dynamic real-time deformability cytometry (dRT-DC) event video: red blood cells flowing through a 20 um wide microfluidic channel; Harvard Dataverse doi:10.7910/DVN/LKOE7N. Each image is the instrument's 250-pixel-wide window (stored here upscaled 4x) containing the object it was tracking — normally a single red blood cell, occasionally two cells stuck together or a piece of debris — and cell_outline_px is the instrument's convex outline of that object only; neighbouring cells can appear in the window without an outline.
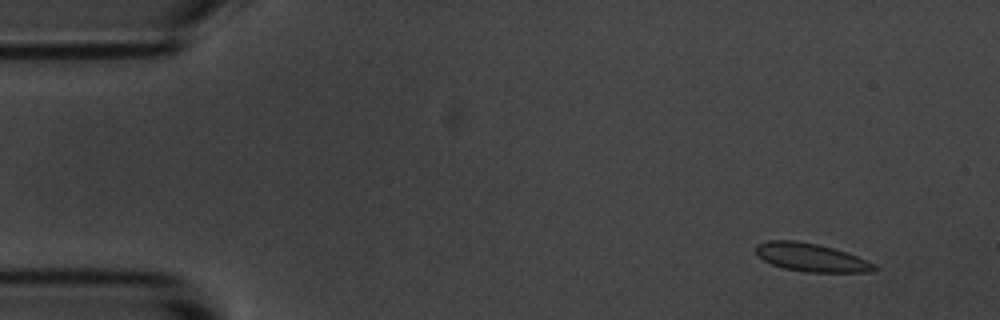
{"species": "common noctule bat (a hibernating species)", "species_latin": "Nyctalus noctula", "temperature_condition": "room temperature", "stored_images_in_passage": 4, "camera_frame_rate_fps": 3000, "um_per_image_px": 0.085, "animal": {"sex": "male", "body_mass_g": 20.1, "forearm_length_mm": 53.5}, "frame": {"image": 1, "passage_image": 1, "time_ms": 0.0, "image_size_px": [1000, 320], "cell_outline_px": [[880, 268], [868, 272], [804, 272], [784, 268], [772, 264], [764, 260], [756, 252], [756, 244], [768, 240], [792, 240], [816, 244], [832, 248], [856, 256], [876, 264]], "centroid_in_image_um": [68.95, 21.89], "position_along_channel_um": 16.1, "area_um2": 19.25}}
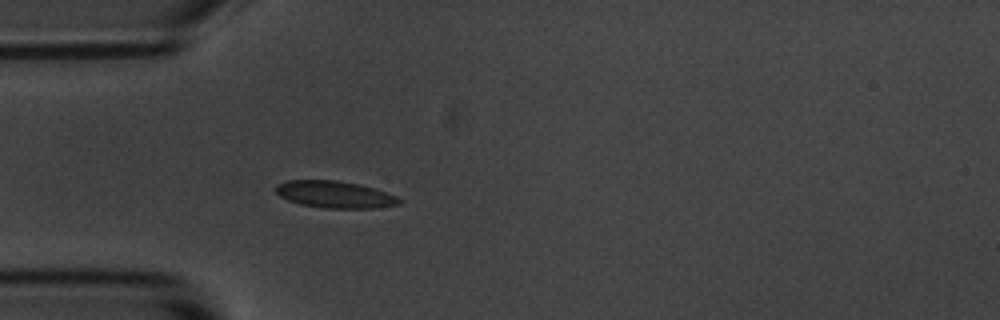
{"frame": {"image": 2, "passage_image": 4, "time_ms": 3.667, "image_size_px": [1000, 320], "cell_outline_px": [[404, 200], [400, 204], [376, 208], [324, 208], [300, 204], [288, 200], [280, 196], [276, 192], [276, 184], [288, 180], [336, 180], [356, 184], [372, 188], [396, 196]], "centroid_in_image_um": [28.45, 16.54], "position_along_channel_um": 56.6, "area_um2": 19.25}}